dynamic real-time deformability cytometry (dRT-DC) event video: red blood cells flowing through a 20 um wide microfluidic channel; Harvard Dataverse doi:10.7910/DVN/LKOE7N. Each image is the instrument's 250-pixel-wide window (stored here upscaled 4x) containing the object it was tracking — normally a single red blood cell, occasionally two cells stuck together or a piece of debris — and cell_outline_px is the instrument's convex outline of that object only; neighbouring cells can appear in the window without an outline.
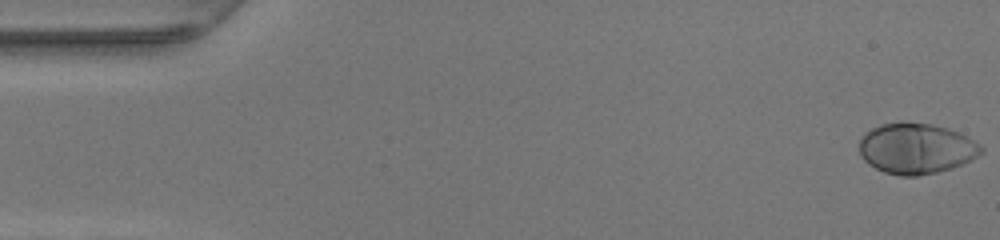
{"species": "human", "species_latin": "Homo sapiens", "temperature_condition": "warm", "stored_images_in_passage": 49, "camera_frame_rate_fps": 3000, "um_per_image_px": 0.085, "donor": {"sex": "female"}, "frame": {"image": 1, "passage_image": 1, "time_ms": 0.0, "image_size_px": [1000, 240], "cell_outline_px": [[984, 152], [952, 168], [936, 172], [916, 176], [900, 176], [884, 172], [868, 164], [860, 156], [860, 136], [864, 132], [880, 124], [900, 120], [932, 124], [948, 128], [980, 144], [984, 148]], "centroid_in_image_um": [77.82, 12.6], "position_along_channel_um": 7.2, "area_um2": 36.18}}
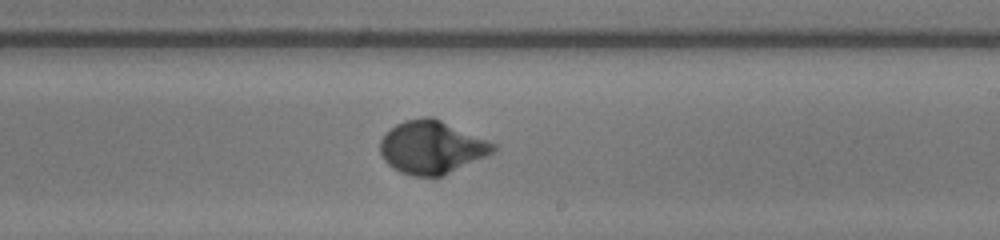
{"frame": {"image": 2, "passage_image": 29, "time_ms": 9.333, "image_size_px": [1000, 240], "cell_outline_px": [[496, 148], [488, 156], [444, 176], [412, 176], [400, 172], [392, 168], [384, 160], [380, 152], [380, 140], [396, 124], [404, 120], [424, 116], [432, 116], [488, 140], [496, 144]], "centroid_in_image_um": [36.7, 12.53], "position_along_channel_um": 252.3, "area_um2": 35.08}}
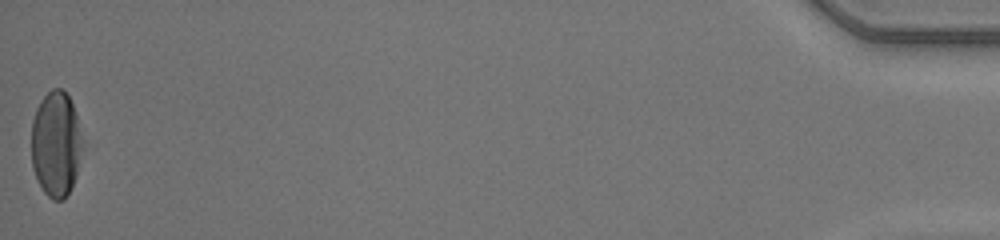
{"frame": {"image": 3, "passage_image": 49, "time_ms": 16.0, "image_size_px": [1000, 240], "cell_outline_px": [[84, 144], [76, 176], [64, 200], [52, 200], [44, 192], [32, 168], [32, 120], [36, 108], [40, 100], [52, 88], [60, 88], [68, 96], [72, 104], [84, 140]], "centroid_in_image_um": [4.77, 12.24], "position_along_channel_um": 430.4, "area_um2": 31.5}, "authors_computed_cell_mechanics": {"area_um2": 33.9864, "velocity_mm_per_s": 4.2347, "shape_relaxation_time_tau1_ms": 2.5859, "shape_relaxation_time_tau2_ms": null, "deformation_change_tau1": 0.191, "deformation_change_tau2": null}}